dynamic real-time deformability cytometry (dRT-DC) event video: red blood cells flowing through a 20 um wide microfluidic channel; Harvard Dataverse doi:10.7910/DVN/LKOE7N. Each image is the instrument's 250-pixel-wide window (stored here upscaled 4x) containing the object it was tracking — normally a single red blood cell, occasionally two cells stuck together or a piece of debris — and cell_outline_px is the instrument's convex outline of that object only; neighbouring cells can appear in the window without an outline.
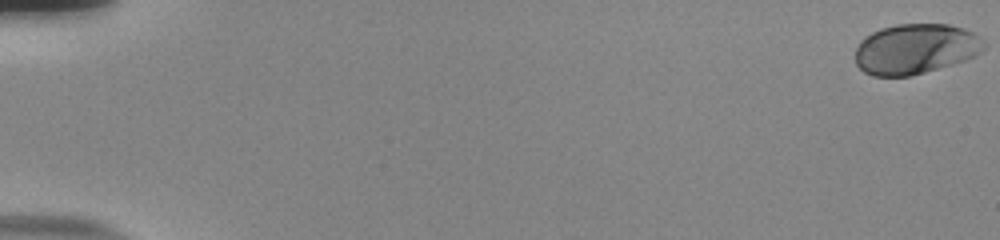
{"species": "human", "species_latin": "Homo sapiens", "temperature_condition": "room temperature", "stored_images_in_passage": 56, "camera_frame_rate_fps": 3000, "um_per_image_px": 0.085, "donor": {"sex": "male"}, "frame": {"image": 1, "passage_image": 1, "time_ms": 0.0, "image_size_px": [1000, 240], "cell_outline_px": [[984, 48], [980, 52], [964, 60], [924, 72], [908, 76], [872, 76], [864, 72], [856, 64], [856, 48], [860, 40], [864, 36], [880, 28], [896, 24], [948, 24], [964, 28], [980, 36], [984, 40]], "centroid_in_image_um": [77.78, 4.14], "position_along_channel_um": 7.2, "area_um2": 37.63}}
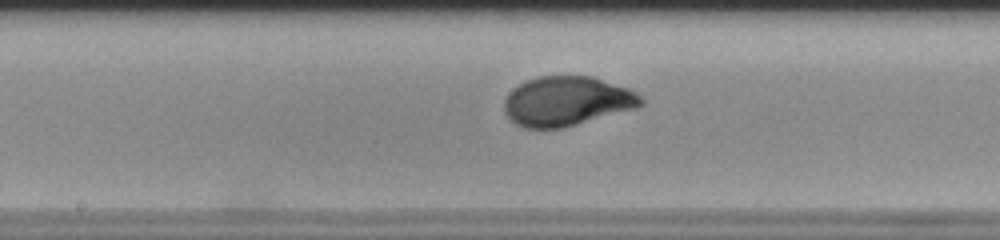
{"frame": {"image": 2, "passage_image": 31, "time_ms": 10.0, "image_size_px": [1000, 240], "cell_outline_px": [[644, 104], [636, 108], [564, 128], [524, 128], [516, 124], [504, 112], [504, 100], [508, 92], [512, 88], [536, 76], [592, 76], [628, 88], [636, 92], [644, 100]], "centroid_in_image_um": [48.17, 8.6], "position_along_channel_um": 200.0, "area_um2": 39.59}}
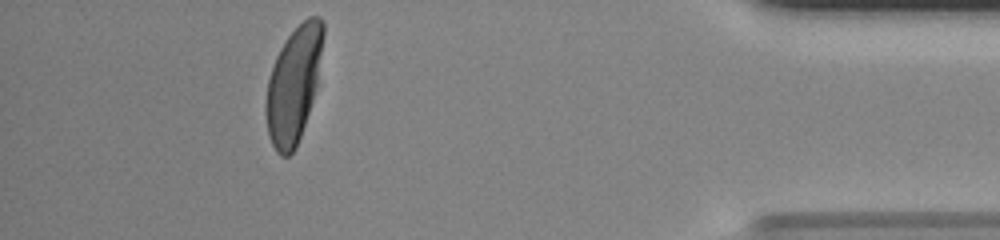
{"frame": {"image": 3, "passage_image": 51, "time_ms": 16.667, "image_size_px": [1000, 240], "cell_outline_px": [[324, 36], [316, 88], [296, 148], [288, 156], [280, 156], [276, 152], [268, 136], [264, 112], [264, 104], [268, 80], [276, 56], [280, 48], [288, 36], [308, 16], [320, 16], [324, 24]], "centroid_in_image_um": [24.94, 7.2], "position_along_channel_um": 410.3, "area_um2": 38.55}, "authors_computed_cell_mechanics": {"area_um2": 38.4948, "velocity_mm_per_s": 3.8233, "shape_relaxation_time_tau1_ms": 3.0076, "shape_relaxation_time_tau2_ms": null, "deformation_change_tau1": 0.169, "deformation_change_tau2": null}}